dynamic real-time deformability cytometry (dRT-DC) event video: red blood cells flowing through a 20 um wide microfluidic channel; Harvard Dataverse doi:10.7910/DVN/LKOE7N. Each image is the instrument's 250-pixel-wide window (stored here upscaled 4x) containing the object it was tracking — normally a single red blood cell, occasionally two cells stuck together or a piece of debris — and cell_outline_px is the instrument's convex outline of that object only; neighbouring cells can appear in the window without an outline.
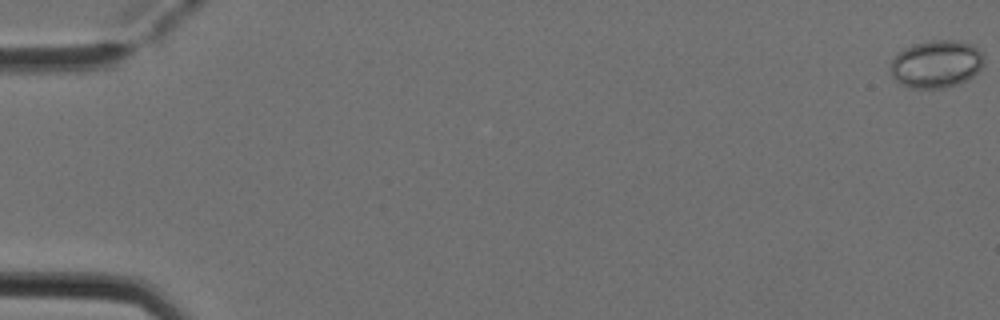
{"species": "Egyptian fruit bat (a non-hibernating species)", "species_latin": "Rousettus aegyptiacus", "temperature_condition": "cold", "stored_images_in_passage": 6, "camera_frame_rate_fps": 3000, "um_per_image_px": 0.085, "animal": {"sex": "female"}, "frame": {"image": 1, "passage_image": 1, "time_ms": 0.0, "image_size_px": [1000, 320], "cell_outline_px": [[984, 64], [968, 80], [944, 88], [908, 88], [900, 84], [892, 76], [888, 68], [888, 64], [904, 48], [912, 44], [932, 40], [956, 40], [972, 44], [984, 56]], "centroid_in_image_um": [79.55, 5.44], "position_along_channel_um": 5.4, "area_um2": 26.13}}
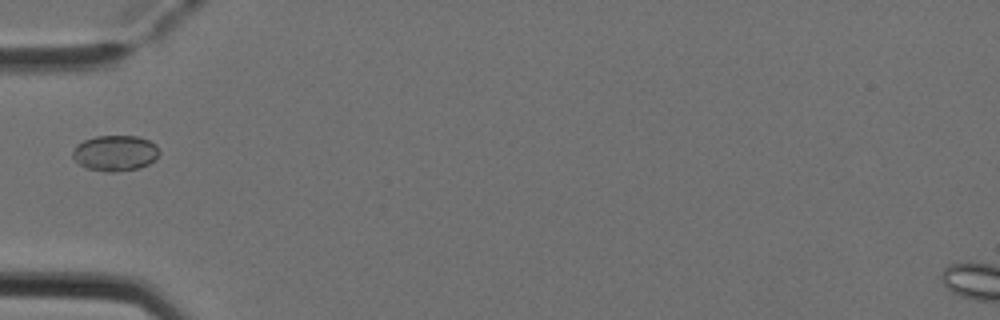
{"frame": {"image": 2, "passage_image": 6, "time_ms": 1.667, "image_size_px": [1000, 320], "cell_outline_px": [[160, 152], [156, 160], [140, 168], [116, 172], [104, 172], [88, 168], [80, 164], [72, 156], [72, 152], [76, 144], [84, 140], [96, 136], [136, 136], [148, 140], [156, 144]], "centroid_in_image_um": [9.81, 13.02], "position_along_channel_um": 75.2, "area_um2": 18.15}}